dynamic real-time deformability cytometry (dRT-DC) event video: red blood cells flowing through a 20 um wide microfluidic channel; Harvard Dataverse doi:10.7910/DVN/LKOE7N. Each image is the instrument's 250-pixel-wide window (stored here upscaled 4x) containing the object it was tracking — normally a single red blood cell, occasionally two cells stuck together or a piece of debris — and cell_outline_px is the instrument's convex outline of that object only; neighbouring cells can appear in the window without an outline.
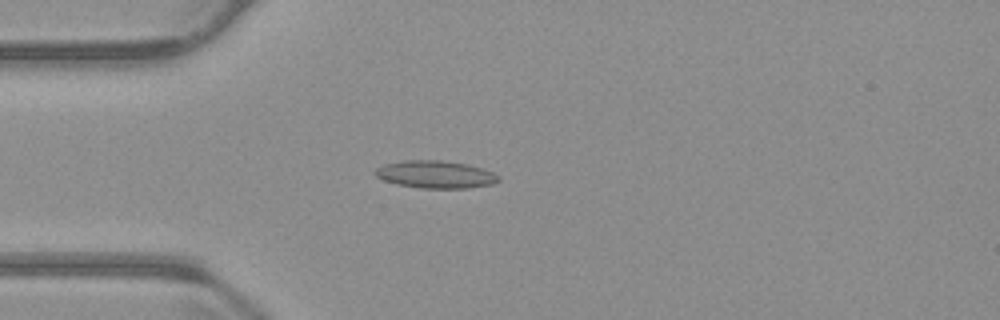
{"species": "common noctule bat (a hibernating species)", "species_latin": "Nyctalus noctula", "temperature_condition": "warm", "stored_images_in_passage": 54, "camera_frame_rate_fps": 3000, "um_per_image_px": 0.085, "animal": {"sex": "male", "body_mass_g": 23.1, "forearm_length_mm": 52.7}, "frame": {"image": 1, "passage_image": 14, "time_ms": 4.333, "image_size_px": [1000, 320], "cell_outline_px": [[500, 180], [492, 184], [468, 188], [420, 188], [396, 184], [384, 180], [376, 176], [372, 172], [376, 168], [384, 164], [404, 160], [440, 160], [468, 164], [492, 172], [500, 176]], "centroid_in_image_um": [36.99, 14.82], "position_along_channel_um": 48.0, "area_um2": 19.83}}
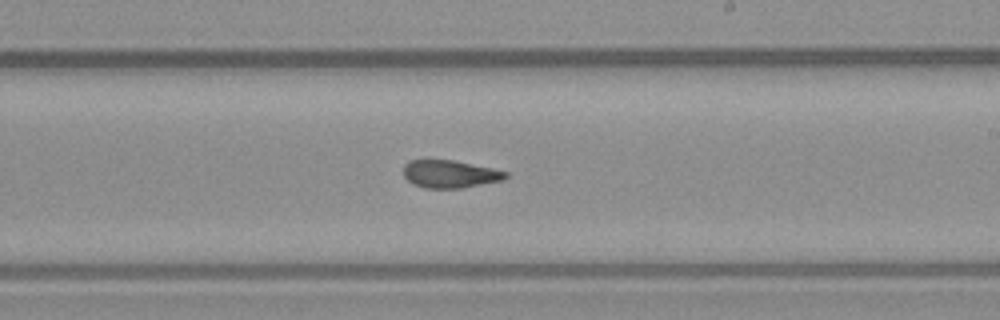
{"frame": {"image": 2, "passage_image": 31, "time_ms": 10.0, "image_size_px": [1000, 320], "cell_outline_px": [[508, 176], [504, 180], [460, 188], [424, 188], [412, 184], [404, 176], [404, 164], [408, 160], [452, 160], [492, 168], [508, 172]], "centroid_in_image_um": [38.23, 14.79], "position_along_channel_um": 250.8, "area_um2": 16.47}}
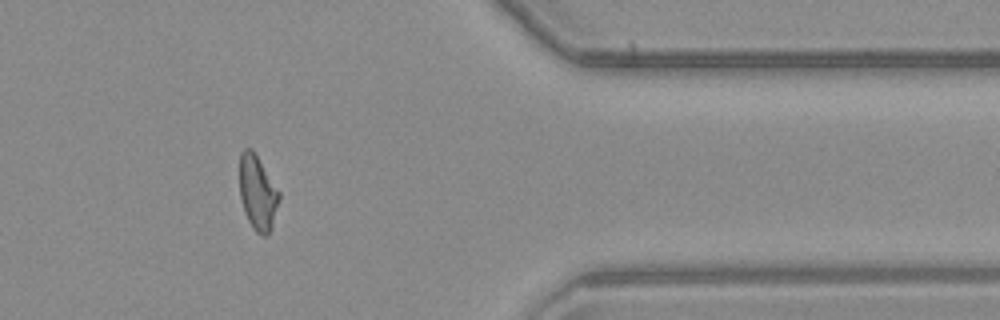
{"frame": {"image": 3, "passage_image": 44, "time_ms": 14.333, "image_size_px": [1000, 320], "cell_outline_px": [[280, 200], [272, 228], [268, 236], [264, 236], [256, 232], [252, 228], [244, 212], [240, 196], [240, 152], [244, 148], [252, 148], [256, 152], [280, 192]], "centroid_in_image_um": [21.91, 16.37], "position_along_channel_um": 389.5, "area_um2": 17.63}, "authors_computed_cell_mechanics": {"area_um2": 17.6001, "velocity_mm_per_s": 3.7627, "shape_relaxation_time_tau1_ms": 6.7743, "shape_relaxation_time_tau2_ms": 1.9496, "deformation_change_tau1": 0.1665, "deformation_change_tau2": 0.096}}